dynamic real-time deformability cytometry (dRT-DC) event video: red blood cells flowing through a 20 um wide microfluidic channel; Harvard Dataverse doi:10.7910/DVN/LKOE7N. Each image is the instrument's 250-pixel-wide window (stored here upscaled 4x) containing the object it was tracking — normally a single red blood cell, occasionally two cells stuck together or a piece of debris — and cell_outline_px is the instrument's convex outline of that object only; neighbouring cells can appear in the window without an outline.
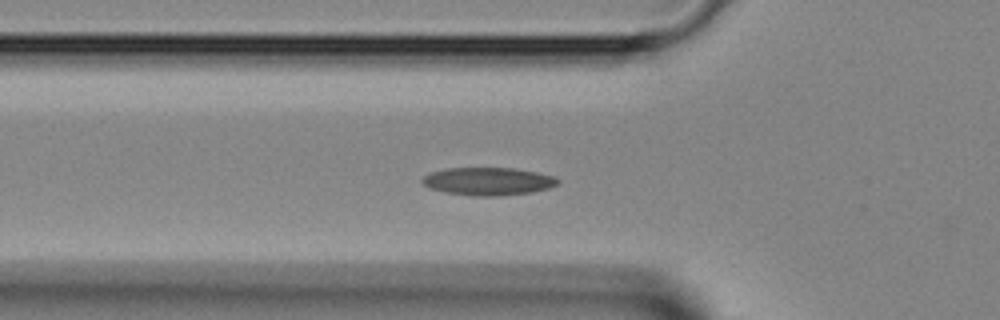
{"species": "Egyptian fruit bat (a non-hibernating species)", "species_latin": "Rousettus aegyptiacus", "temperature_condition": "room temperature", "stored_images_in_passage": 32, "camera_frame_rate_fps": 3000, "um_per_image_px": 0.085, "animal": {"sex": "female"}, "frame": {"image": 1, "passage_image": 2, "time_ms": 0.333, "image_size_px": [1000, 320], "cell_outline_px": [[560, 184], [548, 188], [532, 192], [496, 196], [476, 196], [448, 192], [428, 188], [420, 180], [424, 176], [432, 172], [444, 168], [512, 168], [536, 172], [556, 176], [560, 180]], "centroid_in_image_um": [41.52, 15.4], "position_along_channel_um": 84.3, "area_um2": 21.96}}
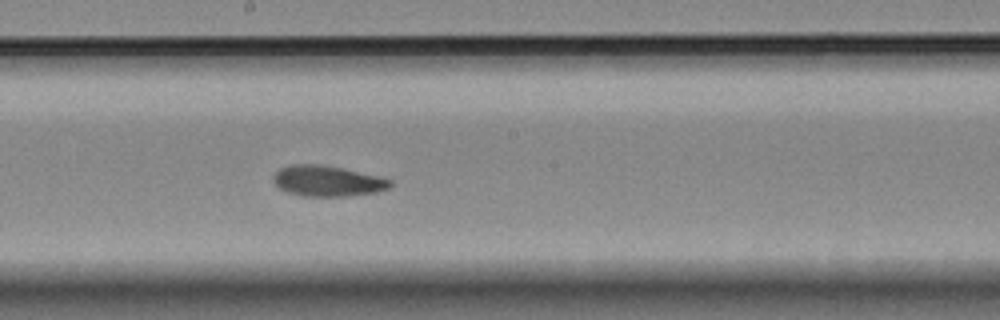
{"frame": {"image": 2, "passage_image": 11, "time_ms": 3.333, "image_size_px": [1000, 320], "cell_outline_px": [[392, 184], [388, 188], [376, 192], [352, 196], [304, 196], [288, 192], [280, 188], [272, 180], [272, 176], [280, 168], [288, 164], [320, 164], [380, 176], [392, 180]], "centroid_in_image_um": [27.82, 15.38], "position_along_channel_um": 220.4, "area_um2": 20.92}}
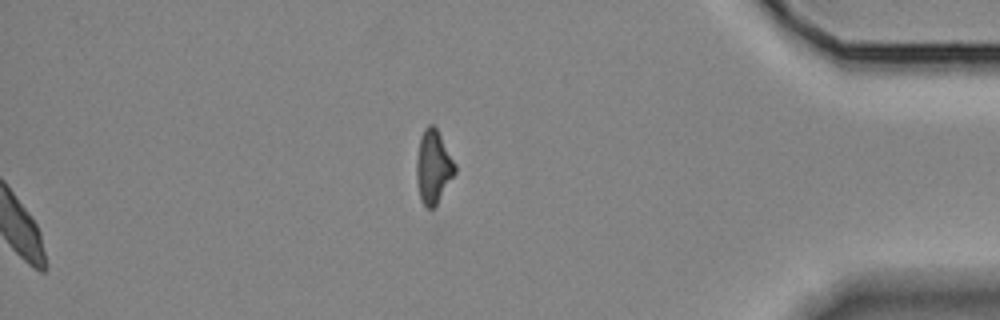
{"frame": {"image": 3, "passage_image": 32, "time_ms": 10.333, "image_size_px": [1000, 320], "cell_outline_px": [[456, 172], [436, 204], [432, 208], [428, 208], [420, 200], [416, 176], [416, 160], [420, 136], [424, 128], [428, 124], [432, 124], [436, 128], [456, 164]], "centroid_in_image_um": [36.82, 14.16], "position_along_channel_um": 398.4, "area_um2": 16.3}}